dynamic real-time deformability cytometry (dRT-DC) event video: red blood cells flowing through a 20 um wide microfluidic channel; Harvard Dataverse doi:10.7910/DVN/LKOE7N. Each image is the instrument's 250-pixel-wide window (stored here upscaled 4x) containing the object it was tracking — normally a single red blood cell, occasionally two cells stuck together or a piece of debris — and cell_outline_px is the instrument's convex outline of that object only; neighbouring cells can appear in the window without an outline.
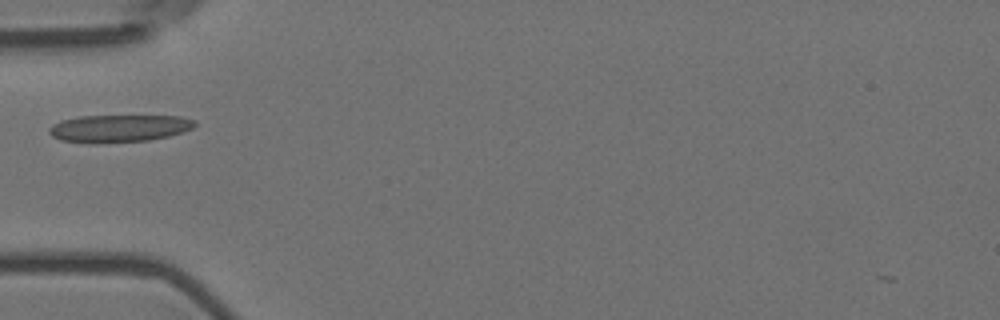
{"species": "Egyptian fruit bat (a non-hibernating species)", "species_latin": "Rousettus aegyptiacus", "temperature_condition": "room temperature", "stored_images_in_passage": 4, "camera_frame_rate_fps": 3000, "um_per_image_px": 0.085, "animal": {"sex": "female"}, "frame": {"image": 1, "passage_image": 1, "time_ms": 0.0, "image_size_px": [1000, 320], "cell_outline_px": [[196, 124], [192, 128], [168, 136], [148, 140], [92, 144], [60, 140], [52, 136], [48, 132], [48, 128], [52, 124], [60, 120], [80, 116], [180, 116], [196, 120]], "centroid_in_image_um": [10.05, 10.91], "position_along_channel_um": 74.9, "area_um2": 23.41}}
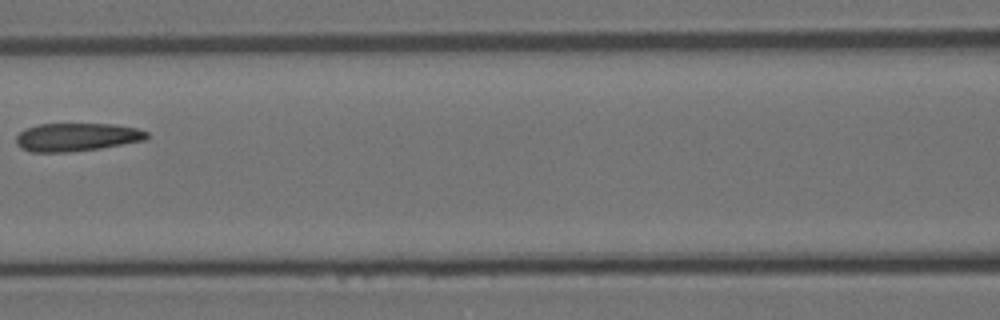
{"frame": {"image": 2, "passage_image": 3, "time_ms": 0.667, "image_size_px": [1000, 320], "cell_outline_px": [[148, 136], [144, 140], [100, 148], [68, 152], [32, 152], [20, 148], [16, 144], [16, 136], [24, 128], [36, 124], [112, 124], [136, 128], [148, 132]], "centroid_in_image_um": [6.46, 11.65], "position_along_channel_um": 160.1, "area_um2": 21.44}}
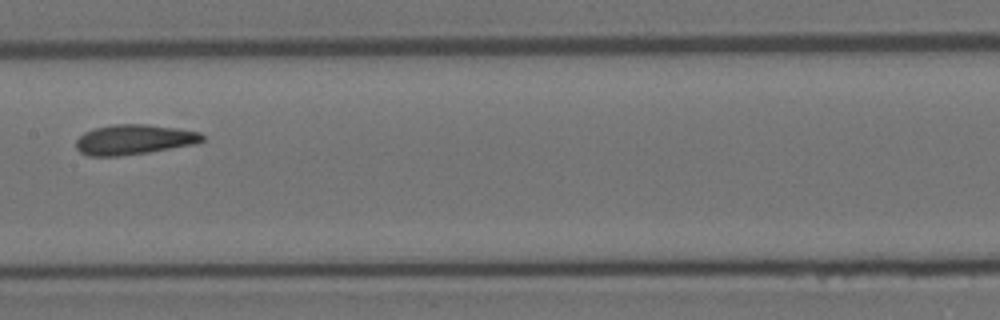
{"frame": {"image": 3, "passage_image": 4, "time_ms": 1.0, "image_size_px": [1000, 320], "cell_outline_px": [[204, 140], [196, 144], [148, 152], [120, 156], [88, 156], [80, 152], [76, 148], [76, 140], [84, 132], [96, 128], [112, 124], [148, 124], [176, 128], [200, 132], [204, 136]], "centroid_in_image_um": [11.39, 11.86], "position_along_channel_um": 196.0, "area_um2": 22.14}}